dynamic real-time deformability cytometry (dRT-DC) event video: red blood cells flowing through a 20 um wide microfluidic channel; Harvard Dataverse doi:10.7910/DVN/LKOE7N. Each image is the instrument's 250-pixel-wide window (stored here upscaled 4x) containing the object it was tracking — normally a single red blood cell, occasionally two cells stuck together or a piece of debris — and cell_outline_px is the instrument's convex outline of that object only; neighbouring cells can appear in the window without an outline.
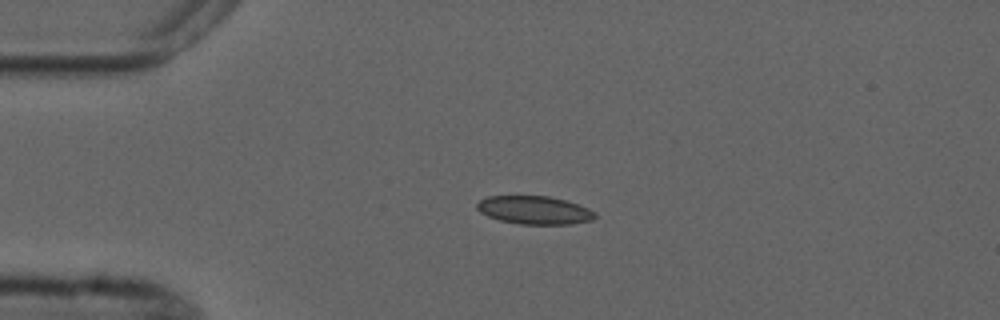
{"species": "common noctule bat (a hibernating species)", "species_latin": "Nyctalus noctula", "temperature_condition": "cold", "stored_images_in_passage": 4, "camera_frame_rate_fps": 3000, "um_per_image_px": 0.085, "animal": {"sex": "male", "forearm_length_mm": 52.5}, "frame": {"image": 1, "passage_image": 3, "time_ms": 2.333, "image_size_px": [1000, 320], "cell_outline_px": [[596, 216], [592, 220], [572, 224], [520, 224], [500, 220], [488, 216], [480, 212], [476, 208], [476, 204], [480, 200], [488, 196], [548, 196], [564, 200], [588, 208], [596, 212]], "centroid_in_image_um": [45.42, 17.86], "position_along_channel_um": 39.6, "area_um2": 19.31}}